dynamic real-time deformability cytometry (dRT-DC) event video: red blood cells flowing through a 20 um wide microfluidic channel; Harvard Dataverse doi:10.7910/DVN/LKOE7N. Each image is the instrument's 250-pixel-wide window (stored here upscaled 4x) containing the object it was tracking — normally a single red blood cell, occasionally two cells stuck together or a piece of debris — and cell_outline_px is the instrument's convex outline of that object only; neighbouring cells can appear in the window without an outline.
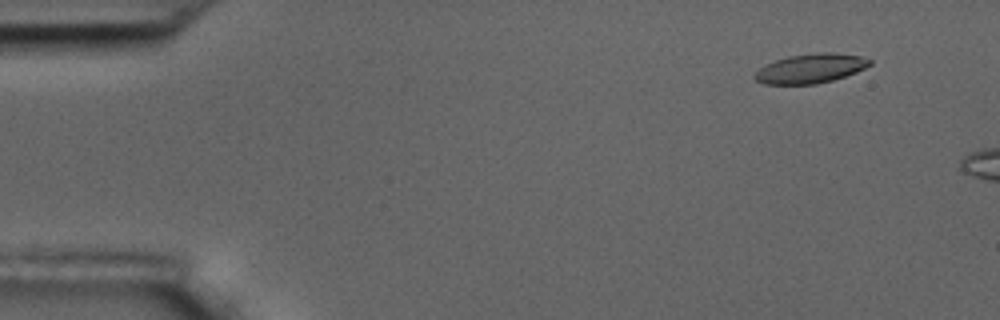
{"species": "common noctule bat (a hibernating species)", "species_latin": "Nyctalus noctula", "temperature_condition": "room temperature", "stored_images_in_passage": 10, "camera_frame_rate_fps": 3000, "um_per_image_px": 0.085, "animal": {"sex": "male", "body_mass_g": 17.5, "forearm_length_mm": 52.3}, "frame": {"image": 1, "passage_image": 5, "time_ms": 1.333, "image_size_px": [1000, 320], "cell_outline_px": [[872, 64], [856, 72], [832, 80], [816, 84], [764, 84], [756, 80], [752, 76], [764, 64], [788, 56], [820, 52], [832, 52], [860, 56], [872, 60]], "centroid_in_image_um": [68.88, 5.81], "position_along_channel_um": 16.1, "area_um2": 19.65}}